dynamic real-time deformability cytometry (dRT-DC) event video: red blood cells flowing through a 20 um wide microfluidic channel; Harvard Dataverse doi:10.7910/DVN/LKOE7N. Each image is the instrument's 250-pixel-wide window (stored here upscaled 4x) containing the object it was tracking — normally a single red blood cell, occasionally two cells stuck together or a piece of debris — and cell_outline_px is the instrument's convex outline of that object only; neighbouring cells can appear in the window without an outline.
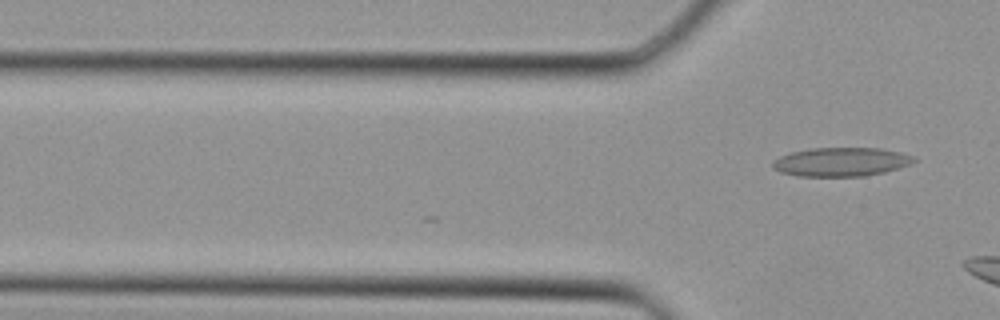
{"species": "Egyptian fruit bat (a non-hibernating species)", "species_latin": "Rousettus aegyptiacus", "temperature_condition": "cold", "stored_images_in_passage": 4, "camera_frame_rate_fps": 3000, "um_per_image_px": 0.085, "animal": {"sex": "female"}, "frame": {"image": 1, "passage_image": 4, "time_ms": 1.0, "image_size_px": [1000, 320], "cell_outline_px": [[916, 160], [912, 164], [884, 172], [864, 176], [796, 176], [780, 172], [772, 168], [772, 160], [780, 156], [792, 152], [812, 148], [880, 148], [900, 152], [912, 156]], "centroid_in_image_um": [71.47, 13.76], "position_along_channel_um": 54.3, "area_um2": 23.76}}